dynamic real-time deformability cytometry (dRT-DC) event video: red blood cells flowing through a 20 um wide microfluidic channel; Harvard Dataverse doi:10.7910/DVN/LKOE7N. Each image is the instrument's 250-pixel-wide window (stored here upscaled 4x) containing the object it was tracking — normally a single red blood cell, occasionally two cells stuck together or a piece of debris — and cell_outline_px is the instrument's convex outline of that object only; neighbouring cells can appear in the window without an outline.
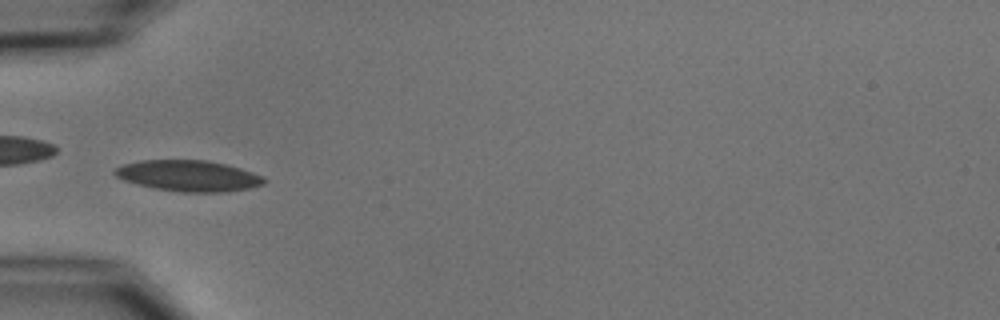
{"species": "common noctule bat (a hibernating species)", "species_latin": "Nyctalus noctula", "temperature_condition": "cold", "stored_images_in_passage": 6, "camera_frame_rate_fps": 3000, "um_per_image_px": 0.085, "animal": {"sex": "male", "body_mass_g": 15.6}, "frame": {"image": 1, "passage_image": 1, "time_ms": 0.0, "image_size_px": [1000, 320], "cell_outline_px": [[268, 180], [264, 184], [248, 188], [228, 192], [184, 192], [152, 188], [136, 184], [124, 180], [116, 176], [112, 172], [116, 168], [124, 164], [140, 160], [208, 160], [240, 168], [264, 176]], "centroid_in_image_um": [16.03, 14.94], "position_along_channel_um": 69.0, "area_um2": 27.05}}
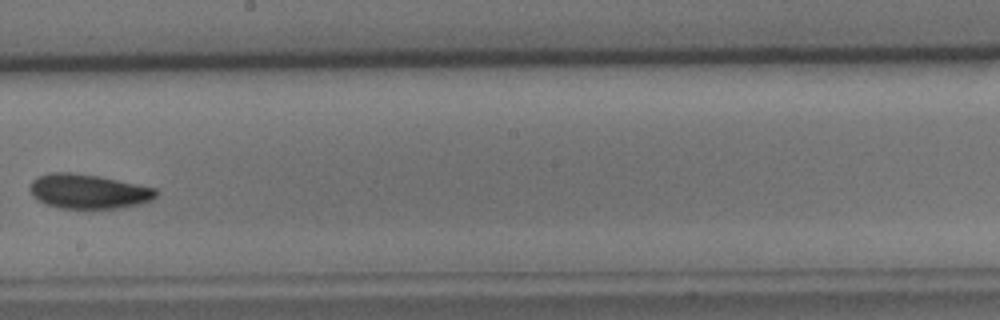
{"frame": {"image": 2, "passage_image": 5, "time_ms": 4.667, "image_size_px": [1000, 320], "cell_outline_px": [[160, 192], [152, 200], [140, 204], [120, 208], [60, 208], [44, 204], [36, 200], [32, 196], [28, 188], [32, 180], [36, 176], [48, 172], [72, 172], [100, 176], [140, 184], [156, 188]], "centroid_in_image_um": [7.49, 16.26], "position_along_channel_um": 240.7, "area_um2": 25.95}}